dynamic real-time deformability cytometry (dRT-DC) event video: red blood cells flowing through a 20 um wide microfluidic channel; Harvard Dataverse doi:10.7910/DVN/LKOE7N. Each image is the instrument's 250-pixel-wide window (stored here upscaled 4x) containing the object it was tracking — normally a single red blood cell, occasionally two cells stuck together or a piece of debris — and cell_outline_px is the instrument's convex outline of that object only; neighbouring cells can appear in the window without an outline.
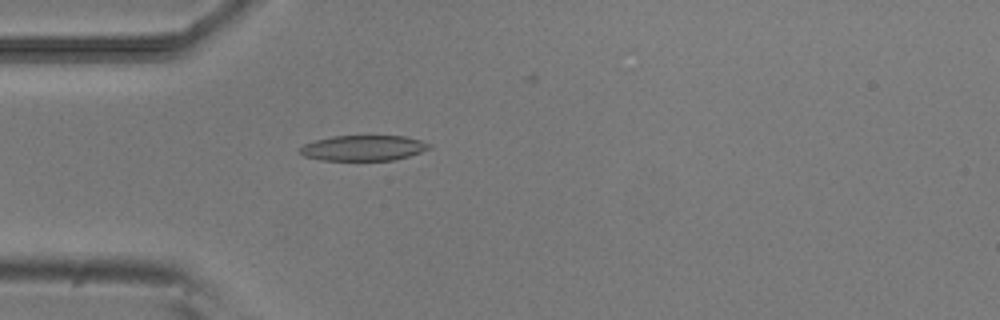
{"species": "common noctule bat (a hibernating species)", "species_latin": "Nyctalus noctula", "temperature_condition": "room temperature", "stored_images_in_passage": 53, "camera_frame_rate_fps": 3000, "um_per_image_px": 0.085, "animal": {"sex": "male", "body_mass_g": 20.5, "forearm_length_mm": 52.5}, "frame": {"image": 1, "passage_image": 15, "time_ms": 4.667, "image_size_px": [1000, 320], "cell_outline_px": [[432, 148], [396, 160], [320, 160], [304, 156], [300, 152], [300, 148], [304, 144], [316, 140], [332, 136], [404, 136], [420, 140], [432, 144]], "centroid_in_image_um": [30.91, 12.58], "position_along_channel_um": 54.1, "area_um2": 19.13}}
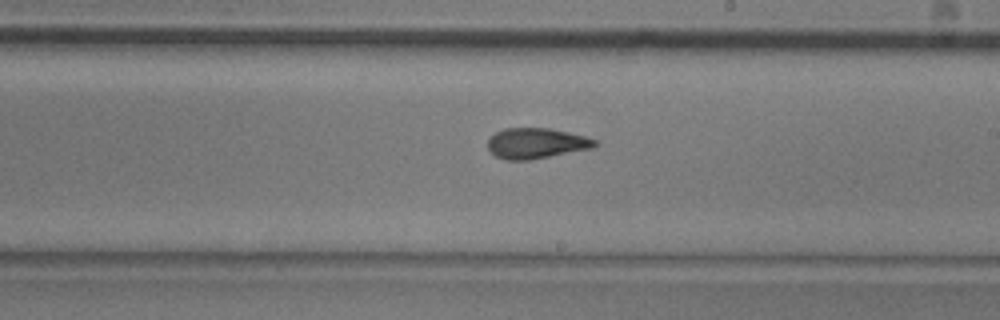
{"frame": {"image": 2, "passage_image": 30, "time_ms": 9.667, "image_size_px": [1000, 320], "cell_outline_px": [[596, 144], [592, 148], [532, 160], [504, 160], [496, 156], [488, 148], [488, 140], [496, 132], [504, 128], [548, 128], [568, 132], [584, 136], [596, 140]], "centroid_in_image_um": [45.56, 12.19], "position_along_channel_um": 243.4, "area_um2": 18.96}}
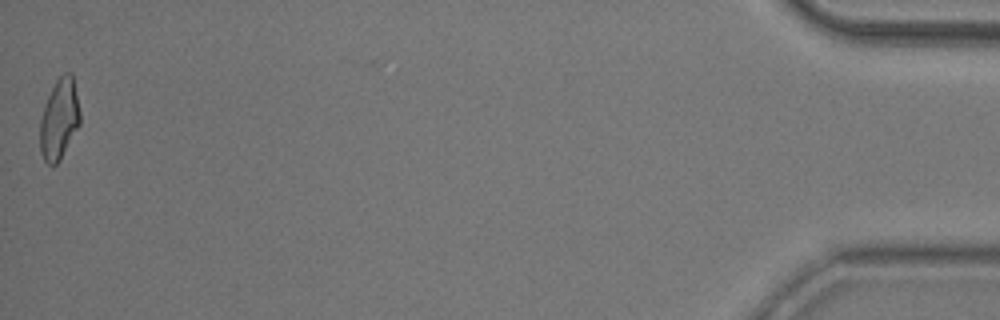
{"frame": {"image": 3, "passage_image": 52, "time_ms": 17.0, "image_size_px": [1000, 320], "cell_outline_px": [[80, 124], [60, 160], [52, 168], [44, 160], [40, 152], [40, 120], [48, 96], [56, 80], [64, 72], [72, 72], [80, 112]], "centroid_in_image_um": [5.04, 10.15], "position_along_channel_um": 430.2, "area_um2": 18.79}, "authors_computed_cell_mechanics": {"area_um2": 19.1896, "velocity_mm_per_s": 3.8823, "shape_relaxation_time_tau1_ms": 5.8043, "shape_relaxation_time_tau2_ms": 2.8652, "deformation_change_tau1": 0.2039, "deformation_change_tau2": 0.1146}}